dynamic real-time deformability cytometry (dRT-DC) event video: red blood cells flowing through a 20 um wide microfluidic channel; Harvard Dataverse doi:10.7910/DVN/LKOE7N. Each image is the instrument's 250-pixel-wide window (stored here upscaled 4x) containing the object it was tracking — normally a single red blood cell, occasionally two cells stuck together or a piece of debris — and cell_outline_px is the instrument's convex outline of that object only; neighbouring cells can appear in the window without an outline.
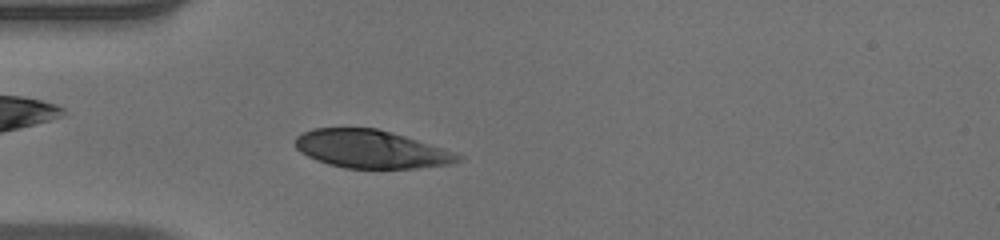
{"species": "human", "species_latin": "Homo sapiens", "temperature_condition": "warm", "stored_images_in_passage": 40, "camera_frame_rate_fps": 3000, "um_per_image_px": 0.085, "donor": {"sex": "male"}, "frame": {"image": 1, "passage_image": 3, "time_ms": 0.667, "image_size_px": [1000, 240], "cell_outline_px": [[464, 156], [460, 160], [448, 164], [416, 168], [344, 168], [328, 164], [316, 160], [300, 152], [292, 144], [296, 136], [300, 132], [312, 128], [376, 128], [392, 132], [456, 152]], "centroid_in_image_um": [31.49, 12.67], "position_along_channel_um": 53.5, "area_um2": 36.24}}
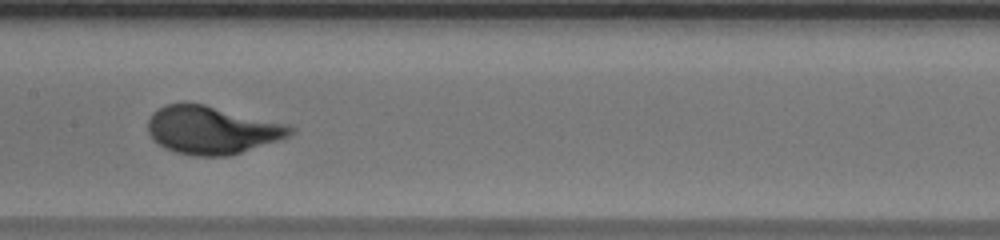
{"frame": {"image": 2, "passage_image": 14, "time_ms": 4.333, "image_size_px": [1000, 240], "cell_outline_px": [[296, 132], [288, 136], [228, 156], [192, 156], [176, 152], [164, 148], [152, 140], [148, 132], [148, 120], [152, 112], [164, 104], [204, 104], [288, 124], [296, 128]], "centroid_in_image_um": [17.98, 11.05], "position_along_channel_um": 189.4, "area_um2": 39.59}}
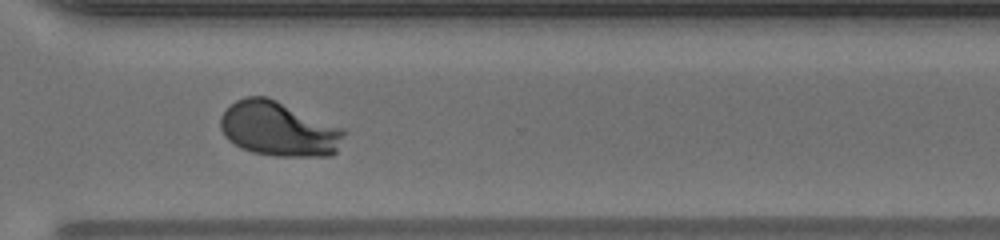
{"frame": {"image": 3, "passage_image": 26, "time_ms": 8.333, "image_size_px": [1000, 240], "cell_outline_px": [[348, 132], [336, 152], [332, 156], [272, 156], [252, 152], [240, 148], [228, 140], [224, 136], [220, 128], [220, 116], [236, 100], [244, 96], [268, 96], [344, 128]], "centroid_in_image_um": [23.71, 10.96], "position_along_channel_um": 346.9, "area_um2": 39.88}, "authors_computed_cell_mechanics": {"area_um2": 38.8705, "velocity_mm_per_s": 3.946, "shape_relaxation_time_tau1_ms": 2.821, "shape_relaxation_time_tau2_ms": null, "deformation_change_tau1": 0.1876, "deformation_change_tau2": null}}